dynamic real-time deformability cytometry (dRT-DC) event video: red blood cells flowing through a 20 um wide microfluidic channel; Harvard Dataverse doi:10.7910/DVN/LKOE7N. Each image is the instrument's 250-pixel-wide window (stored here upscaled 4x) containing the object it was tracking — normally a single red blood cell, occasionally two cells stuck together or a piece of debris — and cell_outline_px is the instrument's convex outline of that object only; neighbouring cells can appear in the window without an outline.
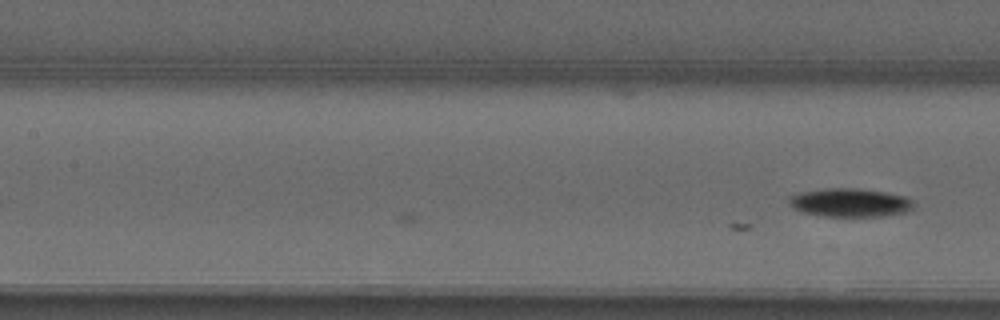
{"species": "common noctule bat (a hibernating species)", "species_latin": "Nyctalus noctula", "temperature_condition": "warm", "stored_images_in_passage": 4, "camera_frame_rate_fps": 3000, "um_per_image_px": 0.085, "animal": {"sex": "male", "forearm_length_mm": 52.5}, "frame": {"image": 1, "passage_image": 4, "time_ms": 1.0, "image_size_px": [1000, 320], "cell_outline_px": [[916, 204], [912, 212], [884, 216], [820, 216], [804, 212], [792, 208], [788, 204], [788, 196], [800, 192], [824, 188], [860, 188], [908, 196]], "centroid_in_image_um": [72.3, 17.22], "position_along_channel_um": 135.1, "area_um2": 21.27}}